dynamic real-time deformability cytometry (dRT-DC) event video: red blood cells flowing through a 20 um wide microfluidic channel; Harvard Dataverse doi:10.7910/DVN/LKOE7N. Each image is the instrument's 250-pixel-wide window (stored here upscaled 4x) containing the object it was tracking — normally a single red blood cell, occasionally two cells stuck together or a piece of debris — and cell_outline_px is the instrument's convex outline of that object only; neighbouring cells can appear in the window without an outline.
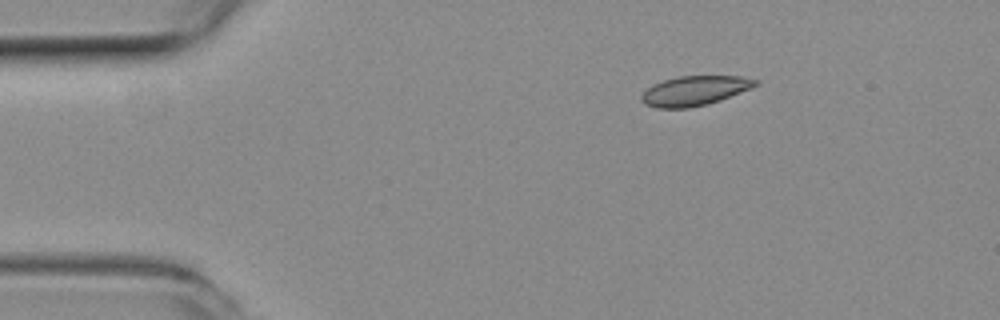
{"species": "common noctule bat (a hibernating species)", "species_latin": "Nyctalus noctula", "temperature_condition": "room temperature", "stored_images_in_passage": 37, "camera_frame_rate_fps": 3000, "um_per_image_px": 0.085, "animal": {"sex": "female", "body_mass_g": 19.3, "forearm_length_mm": 54.1}, "frame": {"image": 1, "passage_image": 1, "time_ms": 0.0, "image_size_px": [1000, 320], "cell_outline_px": [[760, 84], [752, 88], [720, 100], [708, 104], [688, 108], [656, 108], [644, 104], [640, 100], [640, 96], [652, 84], [676, 76], [740, 76], [760, 80]], "centroid_in_image_um": [59.05, 7.71], "position_along_channel_um": 26.0, "area_um2": 19.88}}
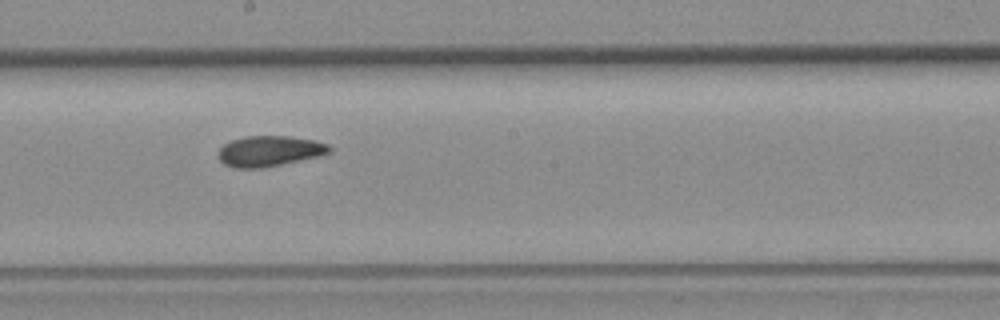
{"frame": {"image": 2, "passage_image": 21, "time_ms": 6.667, "image_size_px": [1000, 320], "cell_outline_px": [[332, 152], [300, 160], [264, 168], [236, 168], [224, 164], [220, 160], [220, 148], [224, 144], [232, 140], [244, 136], [288, 136], [312, 140], [328, 144], [332, 148]], "centroid_in_image_um": [22.91, 12.84], "position_along_channel_um": 225.3, "area_um2": 19.59}}
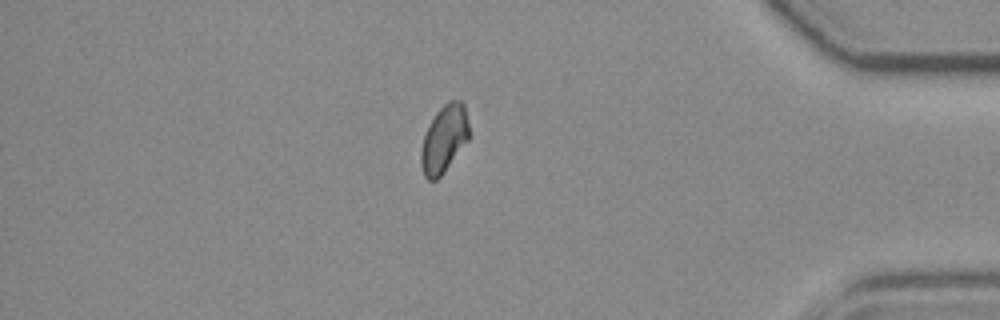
{"frame": {"image": 3, "passage_image": 37, "time_ms": 12.0, "image_size_px": [1000, 320], "cell_outline_px": [[468, 140], [444, 172], [436, 180], [428, 180], [424, 176], [420, 164], [420, 152], [424, 136], [436, 112], [448, 100], [460, 100], [464, 104], [468, 124]], "centroid_in_image_um": [37.73, 11.82], "position_along_channel_um": 397.5, "area_um2": 18.67}, "authors_computed_cell_mechanics": {"area_um2": 19.5942, "velocity_mm_per_s": 3.939, "shape_relaxation_time_tau1_ms": 8.399, "shape_relaxation_time_tau2_ms": null, "deformation_change_tau1": 0.1229, "deformation_change_tau2": null}}